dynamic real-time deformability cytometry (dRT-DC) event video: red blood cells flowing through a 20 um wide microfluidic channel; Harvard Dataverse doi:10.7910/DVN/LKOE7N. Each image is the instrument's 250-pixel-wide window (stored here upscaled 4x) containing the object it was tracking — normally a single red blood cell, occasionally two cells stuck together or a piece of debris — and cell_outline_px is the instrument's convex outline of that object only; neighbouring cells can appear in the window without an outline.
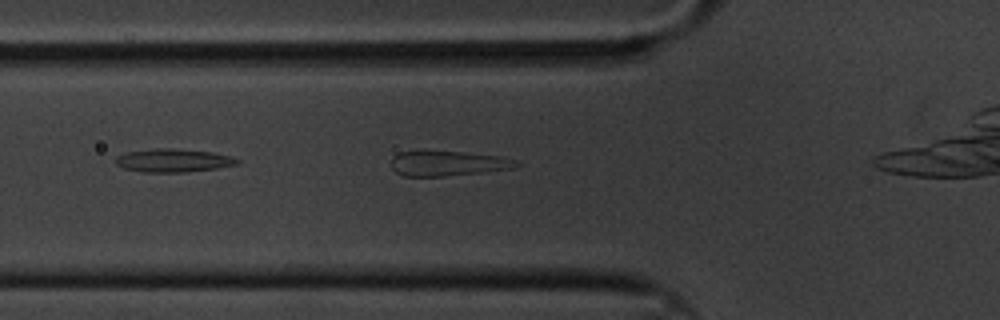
{"species": "common noctule bat (a hibernating species)", "species_latin": "Nyctalus noctula", "temperature_condition": "cold", "stored_images_in_passage": 16, "camera_frame_rate_fps": 3000, "um_per_image_px": 0.085, "animal": {"sex": "male", "body_mass_g": 20.1, "forearm_length_mm": 53.5}, "frame": {"image": 1, "passage_image": 5, "time_ms": 1.333, "image_size_px": [1000, 320], "cell_outline_px": [[520, 164], [516, 168], [444, 176], [404, 176], [396, 172], [388, 164], [392, 156], [400, 152], [416, 148], [424, 148], [500, 156], [516, 160]], "centroid_in_image_um": [37.95, 13.84], "position_along_channel_um": 87.8, "area_um2": 19.07}}
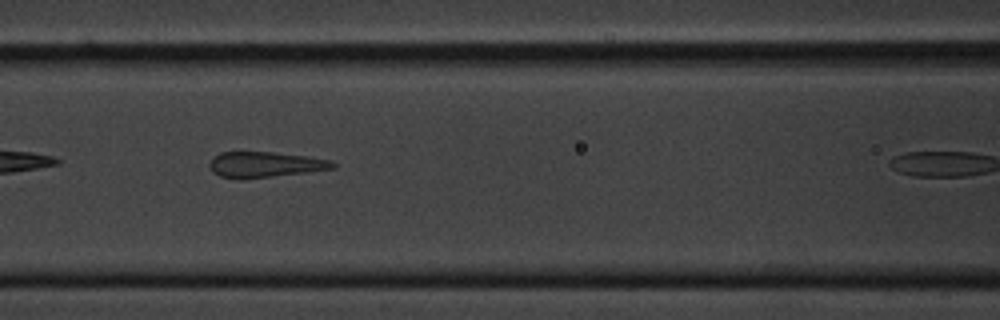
{"frame": {"image": 2, "passage_image": 10, "time_ms": 3.0, "image_size_px": [1000, 320], "cell_outline_px": [[336, 168], [240, 180], [220, 176], [212, 172], [208, 164], [220, 152], [272, 152], [308, 156], [332, 160], [336, 164]], "centroid_in_image_um": [22.52, 13.99], "position_along_channel_um": 144.1, "area_um2": 18.38}}
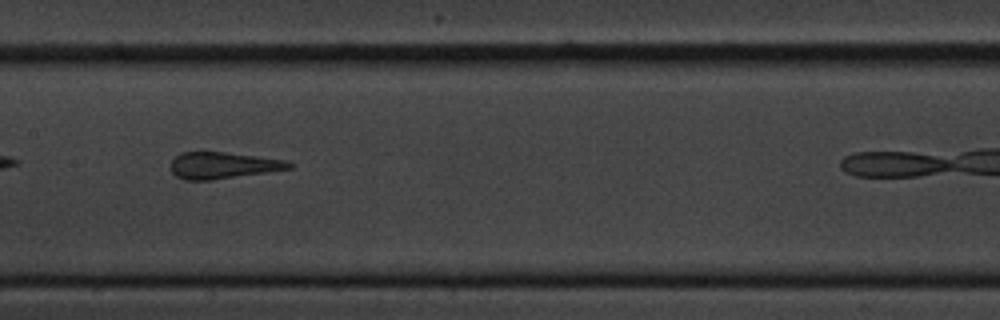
{"frame": {"image": 3, "passage_image": 14, "time_ms": 4.333, "image_size_px": [1000, 320], "cell_outline_px": [[292, 168], [268, 172], [212, 180], [184, 180], [176, 176], [172, 172], [172, 160], [180, 152], [224, 152], [288, 160], [292, 164]], "centroid_in_image_um": [18.96, 14.06], "position_along_channel_um": 188.4, "area_um2": 18.26}}